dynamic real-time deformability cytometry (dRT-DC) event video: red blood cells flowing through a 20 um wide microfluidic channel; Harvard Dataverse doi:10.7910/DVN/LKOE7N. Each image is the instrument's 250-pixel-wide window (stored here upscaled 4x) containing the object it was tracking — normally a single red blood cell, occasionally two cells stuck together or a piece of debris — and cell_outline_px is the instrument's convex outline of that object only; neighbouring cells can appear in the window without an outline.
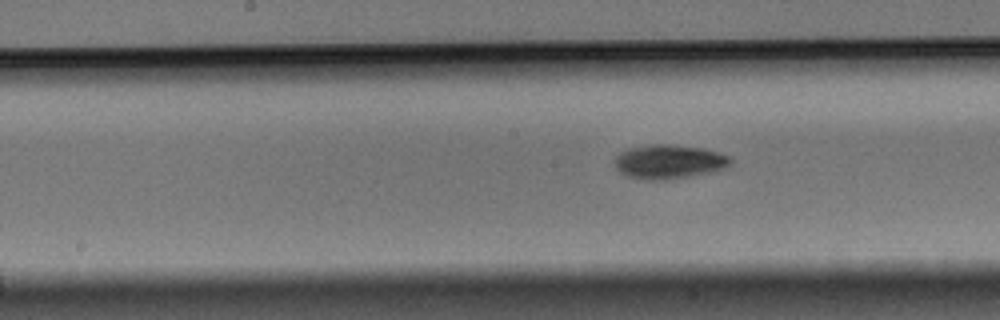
{"species": "Egyptian fruit bat (a non-hibernating species)", "species_latin": "Rousettus aegyptiacus", "temperature_condition": "warm", "stored_images_in_passage": 9, "camera_frame_rate_fps": 3000, "um_per_image_px": 0.085, "animal": {"sex": "male"}, "frame": {"image": 1, "passage_image": 9, "time_ms": 2.667, "image_size_px": [1000, 320], "cell_outline_px": [[732, 164], [724, 168], [712, 172], [664, 180], [644, 180], [628, 176], [620, 172], [616, 168], [616, 156], [620, 152], [628, 148], [652, 144], [672, 144], [704, 148], [732, 156]], "centroid_in_image_um": [56.9, 13.73], "position_along_channel_um": 191.3, "area_um2": 23.18}}